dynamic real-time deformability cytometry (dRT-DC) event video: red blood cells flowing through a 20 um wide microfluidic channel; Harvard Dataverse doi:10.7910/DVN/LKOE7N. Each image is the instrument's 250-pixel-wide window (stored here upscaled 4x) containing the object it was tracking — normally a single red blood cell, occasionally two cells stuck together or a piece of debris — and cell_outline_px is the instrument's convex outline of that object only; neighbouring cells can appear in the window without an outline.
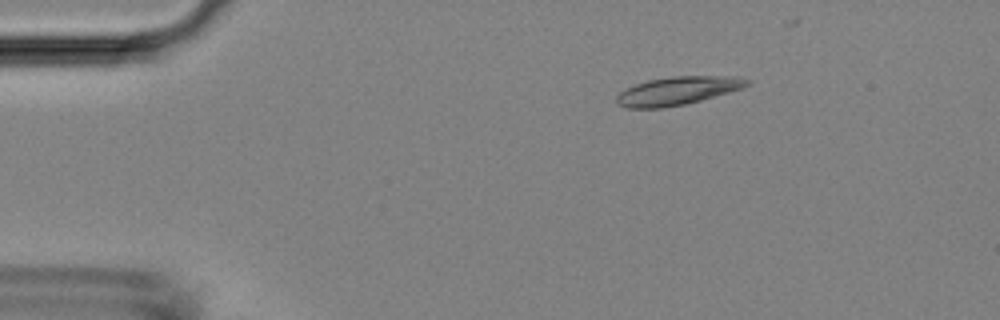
{"species": "Egyptian fruit bat (a non-hibernating species)", "species_latin": "Rousettus aegyptiacus", "temperature_condition": "room temperature", "stored_images_in_passage": 6, "camera_frame_rate_fps": 3000, "um_per_image_px": 0.085, "animal": {"sex": "female"}, "frame": {"image": 1, "passage_image": 2, "time_ms": 2.0, "image_size_px": [1000, 320], "cell_outline_px": [[752, 84], [744, 88], [700, 100], [684, 104], [664, 108], [628, 108], [616, 104], [616, 96], [620, 92], [636, 84], [648, 80], [672, 76], [736, 76], [752, 80]], "centroid_in_image_um": [57.64, 7.71], "position_along_channel_um": 27.4, "area_um2": 21.56}}
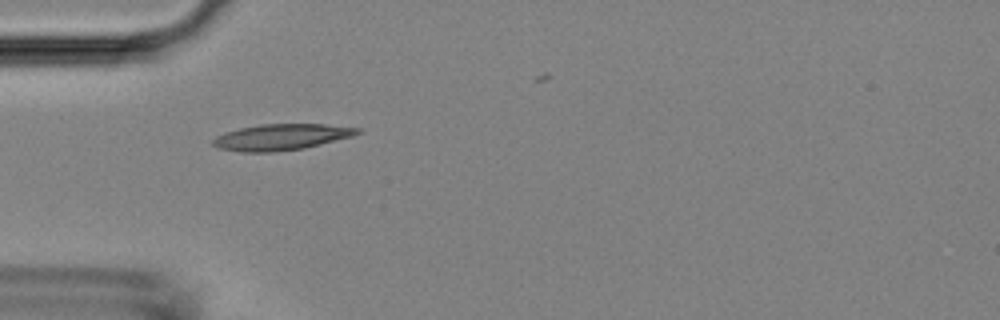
{"frame": {"image": 2, "passage_image": 4, "time_ms": 4.333, "image_size_px": [1000, 320], "cell_outline_px": [[364, 132], [352, 136], [304, 148], [276, 152], [240, 152], [216, 148], [212, 144], [212, 140], [216, 136], [224, 132], [240, 128], [260, 124], [324, 124], [360, 128]], "centroid_in_image_um": [23.88, 11.65], "position_along_channel_um": 61.1, "area_um2": 22.14}}